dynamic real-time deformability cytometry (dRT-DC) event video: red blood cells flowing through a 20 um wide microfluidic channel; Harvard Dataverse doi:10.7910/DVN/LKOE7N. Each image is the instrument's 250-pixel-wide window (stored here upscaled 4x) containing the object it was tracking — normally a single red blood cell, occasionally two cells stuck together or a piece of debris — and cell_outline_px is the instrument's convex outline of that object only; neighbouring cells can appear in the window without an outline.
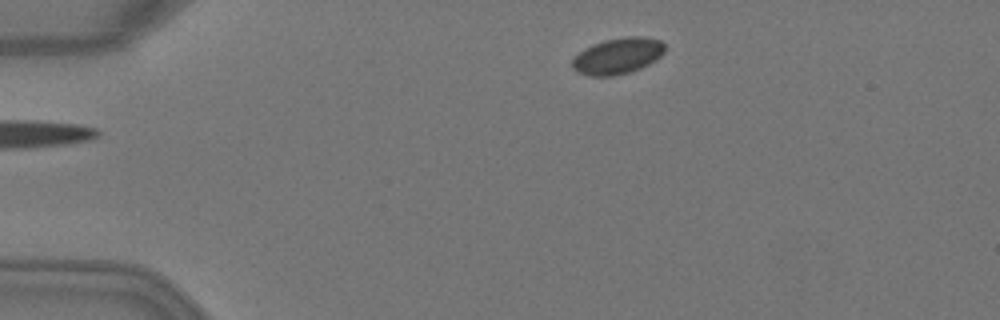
{"species": "Egyptian fruit bat (a non-hibernating species)", "species_latin": "Rousettus aegyptiacus", "temperature_condition": "warm", "stored_images_in_passage": 6, "camera_frame_rate_fps": 3000, "um_per_image_px": 0.085, "animal": {"sex": "female"}, "frame": {"image": 1, "passage_image": 6, "time_ms": 1.667, "image_size_px": [1000, 320], "cell_outline_px": [[664, 52], [656, 60], [640, 68], [628, 72], [612, 76], [588, 76], [572, 68], [572, 60], [584, 48], [592, 44], [604, 40], [628, 36], [644, 36], [660, 40], [664, 44]], "centroid_in_image_um": [52.51, 4.74], "position_along_channel_um": 32.5, "area_um2": 19.42}}